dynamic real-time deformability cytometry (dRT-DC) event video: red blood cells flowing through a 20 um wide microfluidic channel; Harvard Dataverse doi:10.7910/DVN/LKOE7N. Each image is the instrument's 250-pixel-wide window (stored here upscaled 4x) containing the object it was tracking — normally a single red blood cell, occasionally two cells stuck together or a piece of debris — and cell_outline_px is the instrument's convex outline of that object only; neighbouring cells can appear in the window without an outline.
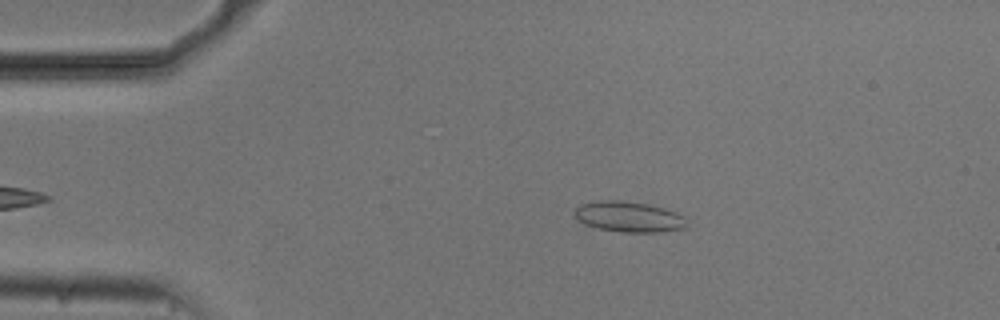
{"species": "common noctule bat (a hibernating species)", "species_latin": "Nyctalus noctula", "temperature_condition": "cold", "stored_images_in_passage": 38, "camera_frame_rate_fps": 3000, "um_per_image_px": 0.085, "animal": {"sex": "male", "body_mass_g": 20.5, "forearm_length_mm": 52.5}, "frame": {"image": 1, "passage_image": 2, "time_ms": 0.333, "image_size_px": [1000, 320], "cell_outline_px": [[688, 228], [660, 232], [624, 232], [600, 228], [584, 224], [576, 220], [572, 216], [572, 212], [580, 204], [596, 200], [616, 200], [648, 204], [664, 208], [688, 216]], "centroid_in_image_um": [53.47, 18.42], "position_along_channel_um": 31.5, "area_um2": 20.46}}
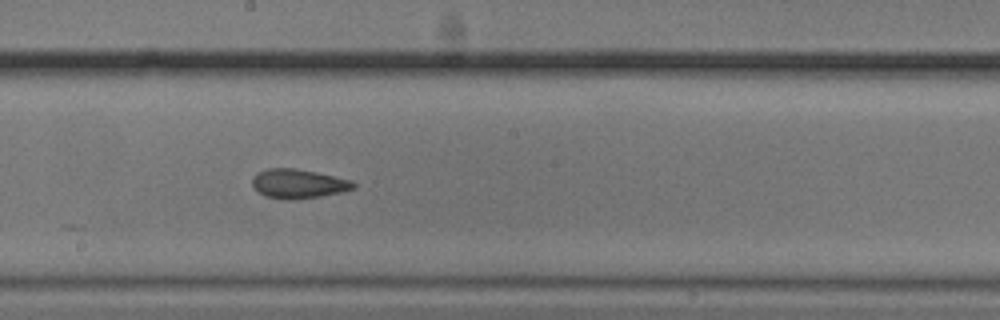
{"frame": {"image": 2, "passage_image": 21, "time_ms": 6.667, "image_size_px": [1000, 320], "cell_outline_px": [[356, 184], [352, 188], [340, 192], [320, 196], [288, 200], [264, 196], [252, 184], [252, 176], [256, 172], [268, 168], [296, 168], [316, 172], [352, 180]], "centroid_in_image_um": [25.32, 15.6], "position_along_channel_um": 222.9, "area_um2": 17.11}}
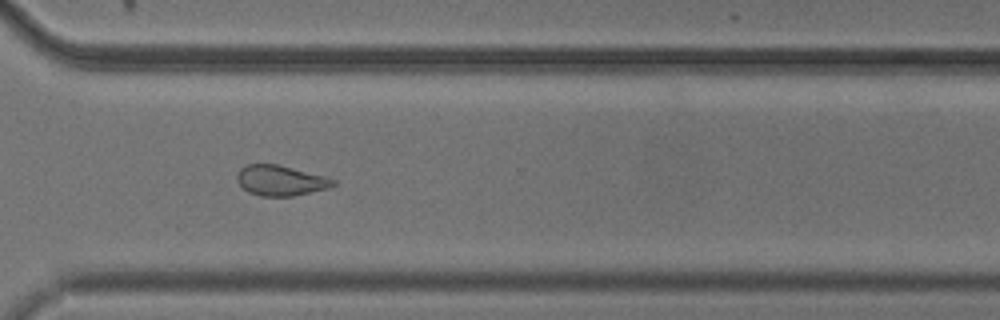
{"frame": {"image": 3, "passage_image": 31, "time_ms": 10.0, "image_size_px": [1000, 320], "cell_outline_px": [[336, 184], [328, 188], [292, 196], [260, 196], [248, 192], [236, 180], [236, 172], [240, 168], [248, 164], [276, 164], [324, 176], [336, 180]], "centroid_in_image_um": [23.81, 15.34], "position_along_channel_um": 346.8, "area_um2": 16.88}, "authors_computed_cell_mechanics": {"area_um2": 17.8313, "velocity_mm_per_s": 3.7392, "shape_relaxation_time_tau1_ms": null, "shape_relaxation_time_tau2_ms": 1.9334, "deformation_change_tau1": null, "deformation_change_tau2": 0.0883}}